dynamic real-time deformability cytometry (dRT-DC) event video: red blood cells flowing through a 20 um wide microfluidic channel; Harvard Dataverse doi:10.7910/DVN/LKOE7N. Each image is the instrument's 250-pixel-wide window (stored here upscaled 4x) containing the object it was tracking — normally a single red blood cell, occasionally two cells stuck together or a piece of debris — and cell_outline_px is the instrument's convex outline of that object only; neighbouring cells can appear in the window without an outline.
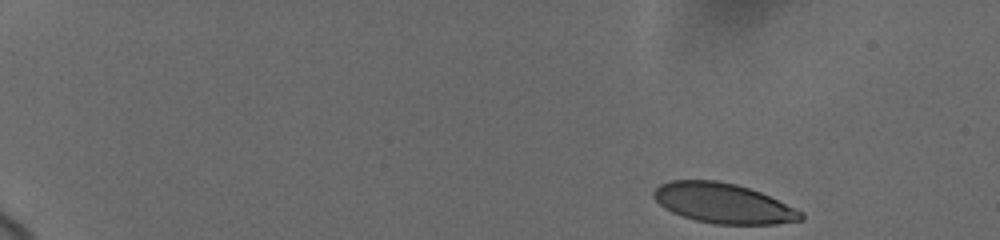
{"species": "human", "species_latin": "Homo sapiens", "temperature_condition": "cold", "stored_images_in_passage": 44, "camera_frame_rate_fps": 3000, "um_per_image_px": 0.085, "donor": {"sex": "female"}, "frame": {"image": 1, "passage_image": 1, "time_ms": 0.0, "image_size_px": [1000, 240], "cell_outline_px": [[804, 220], [776, 224], [716, 224], [696, 220], [672, 212], [660, 204], [652, 196], [652, 192], [660, 184], [672, 180], [716, 180], [736, 184], [760, 192], [804, 212]], "centroid_in_image_um": [61.49, 17.27], "position_along_channel_um": 23.5, "area_um2": 34.16}}
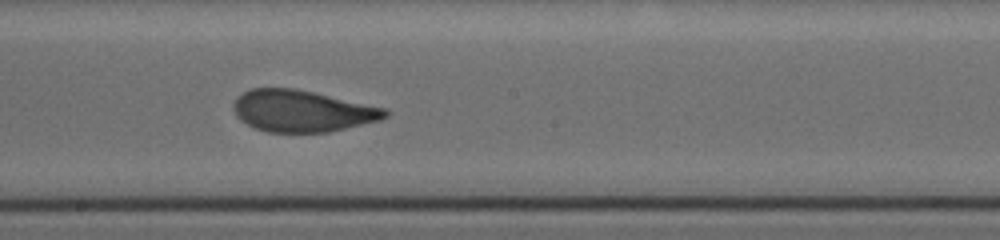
{"frame": {"image": 2, "passage_image": 25, "time_ms": 9.333, "image_size_px": [1000, 240], "cell_outline_px": [[388, 116], [380, 120], [328, 132], [268, 132], [256, 128], [240, 120], [236, 116], [232, 108], [232, 104], [236, 96], [252, 88], [296, 88], [388, 108]], "centroid_in_image_um": [25.67, 9.42], "position_along_channel_um": 222.5, "area_um2": 36.99}}
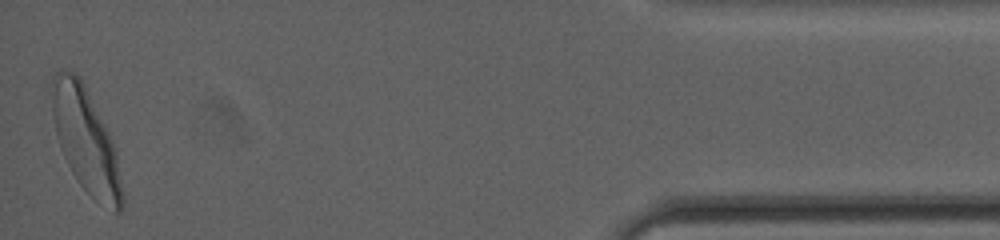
{"frame": {"image": 3, "passage_image": 43, "time_ms": 16.667, "image_size_px": [1000, 240], "cell_outline_px": [[124, 204], [120, 212], [116, 212], [92, 196], [80, 184], [72, 172], [60, 148], [56, 136], [52, 112], [52, 76], [60, 68], [76, 72], [80, 76], [108, 132], [116, 152], [124, 196]], "centroid_in_image_um": [7.28, 11.89], "position_along_channel_um": 427.9, "area_um2": 42.14}, "authors_computed_cell_mechanics": {"area_um2": 36.5296, "velocity_mm_per_s": 3.6821, "shape_relaxation_time_tau1_ms": 4.0714, "shape_relaxation_time_tau2_ms": 1.0017, "deformation_change_tau1": 0.1452, "deformation_change_tau2": 0.078}}